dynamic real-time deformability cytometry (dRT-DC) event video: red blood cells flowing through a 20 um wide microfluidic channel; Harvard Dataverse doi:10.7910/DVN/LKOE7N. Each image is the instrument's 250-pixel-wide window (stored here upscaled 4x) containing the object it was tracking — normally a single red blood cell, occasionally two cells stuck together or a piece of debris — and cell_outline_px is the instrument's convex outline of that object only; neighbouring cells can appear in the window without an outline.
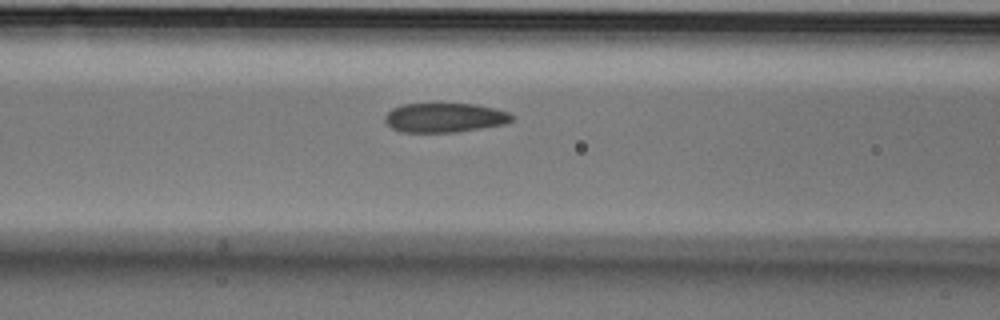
{"species": "Egyptian fruit bat (a non-hibernating species)", "species_latin": "Rousettus aegyptiacus", "temperature_condition": "cold", "stored_images_in_passage": 6, "camera_frame_rate_fps": 3000, "um_per_image_px": 0.085, "animal": {"sex": "male"}, "frame": {"image": 1, "passage_image": 6, "time_ms": 1.667, "image_size_px": [1000, 320], "cell_outline_px": [[512, 120], [504, 124], [456, 132], [400, 132], [392, 128], [384, 120], [384, 116], [392, 108], [404, 104], [476, 104], [508, 112], [512, 116]], "centroid_in_image_um": [37.75, 10.0], "position_along_channel_um": 128.8, "area_um2": 21.5}}